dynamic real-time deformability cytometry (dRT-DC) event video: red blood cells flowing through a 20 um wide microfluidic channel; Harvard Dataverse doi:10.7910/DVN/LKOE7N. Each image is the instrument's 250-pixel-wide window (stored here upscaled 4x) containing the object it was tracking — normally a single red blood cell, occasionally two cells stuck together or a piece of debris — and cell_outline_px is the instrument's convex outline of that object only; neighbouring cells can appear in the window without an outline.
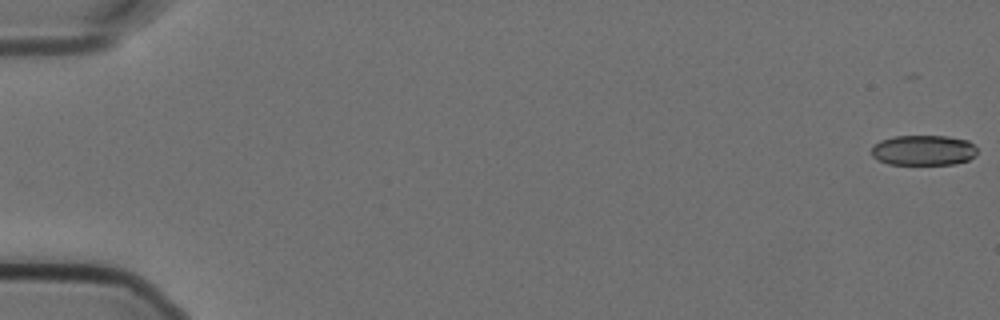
{"species": "Egyptian fruit bat (a non-hibernating species)", "species_latin": "Rousettus aegyptiacus", "temperature_condition": "cold", "stored_images_in_passage": 58, "camera_frame_rate_fps": 3000, "um_per_image_px": 0.085, "animal": {"sex": "female"}, "frame": {"image": 1, "passage_image": 1, "time_ms": 0.0, "image_size_px": [1000, 320], "cell_outline_px": [[976, 156], [968, 160], [956, 164], [888, 164], [876, 160], [872, 156], [872, 148], [880, 140], [892, 136], [948, 136], [968, 140], [976, 148]], "centroid_in_image_um": [78.49, 12.77], "position_along_channel_um": 6.5, "area_um2": 18.79}}
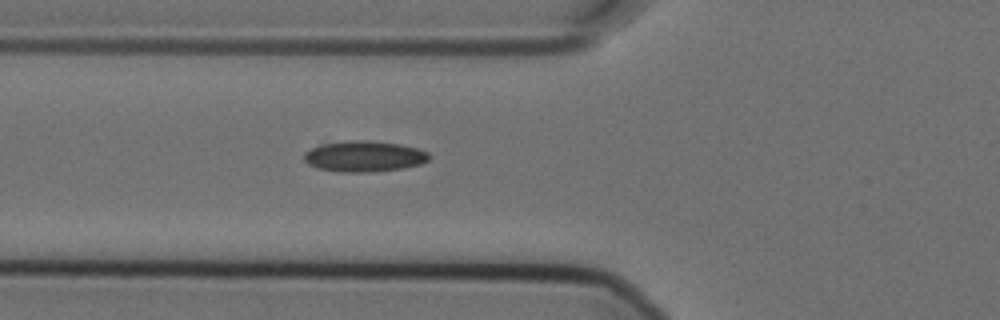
{"frame": {"image": 2, "passage_image": 22, "time_ms": 7.0, "image_size_px": [1000, 320], "cell_outline_px": [[432, 156], [428, 160], [420, 164], [400, 168], [368, 172], [340, 172], [320, 168], [308, 164], [304, 160], [304, 152], [320, 144], [352, 140], [364, 140], [400, 144], [416, 148], [428, 152]], "centroid_in_image_um": [30.95, 13.28], "position_along_channel_um": 94.9, "area_um2": 22.31}}
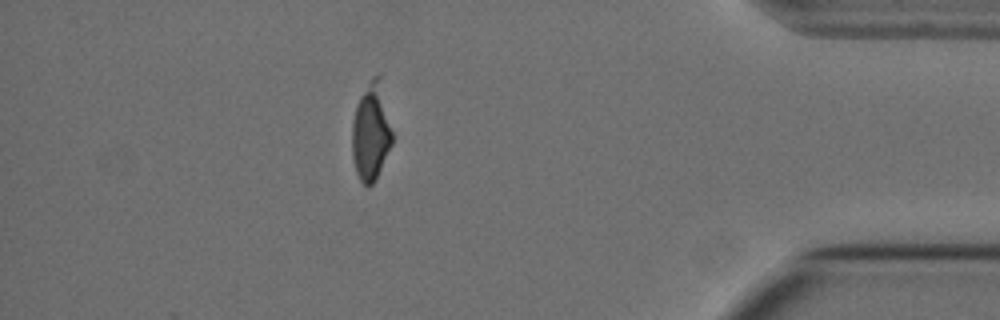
{"frame": {"image": 3, "passage_image": 51, "time_ms": 16.667, "image_size_px": [1000, 320], "cell_outline_px": [[392, 144], [376, 180], [368, 188], [360, 180], [356, 172], [352, 156], [352, 124], [356, 104], [368, 80], [372, 76], [380, 76], [392, 132]], "centroid_in_image_um": [31.53, 11.23], "position_along_channel_um": 403.7, "area_um2": 22.89}, "authors_computed_cell_mechanics": {"area_um2": 21.5305, "velocity_mm_per_s": 3.5745, "shape_relaxation_time_tau1_ms": null, "shape_relaxation_time_tau2_ms": 4.7918, "deformation_change_tau1": null, "deformation_change_tau2": 0.0841}}